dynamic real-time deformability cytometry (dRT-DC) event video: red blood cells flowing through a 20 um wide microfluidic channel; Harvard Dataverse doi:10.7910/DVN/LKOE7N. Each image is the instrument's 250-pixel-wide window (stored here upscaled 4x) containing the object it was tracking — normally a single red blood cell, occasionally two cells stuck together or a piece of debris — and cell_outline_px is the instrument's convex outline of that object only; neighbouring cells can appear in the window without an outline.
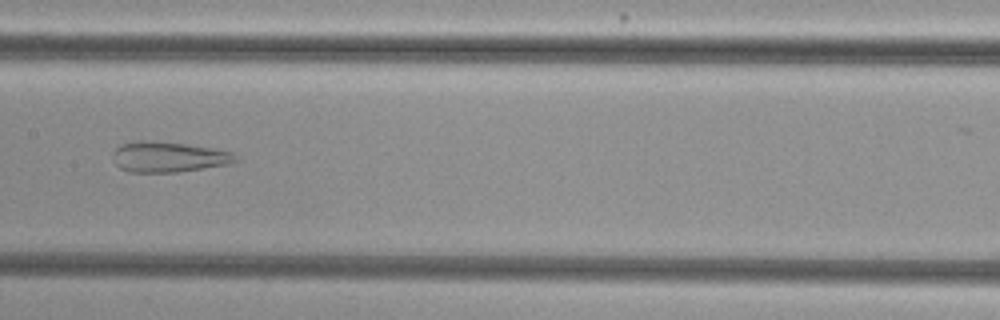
{"species": "common noctule bat (a hibernating species)", "species_latin": "Nyctalus noctula", "temperature_condition": "cold", "stored_images_in_passage": 39, "camera_frame_rate_fps": 3000, "um_per_image_px": 0.085, "animal": {"sex": "female", "body_mass_g": 29.2, "forearm_length_mm": 56.3}, "frame": {"image": 1, "passage_image": 13, "time_ms": 4.0, "image_size_px": [1000, 320], "cell_outline_px": [[240, 160], [228, 164], [180, 172], [128, 172], [120, 168], [112, 160], [112, 152], [120, 144], [136, 140], [152, 140], [188, 144], [236, 152]], "centroid_in_image_um": [14.33, 13.33], "position_along_channel_um": 193.1, "area_um2": 22.31}}
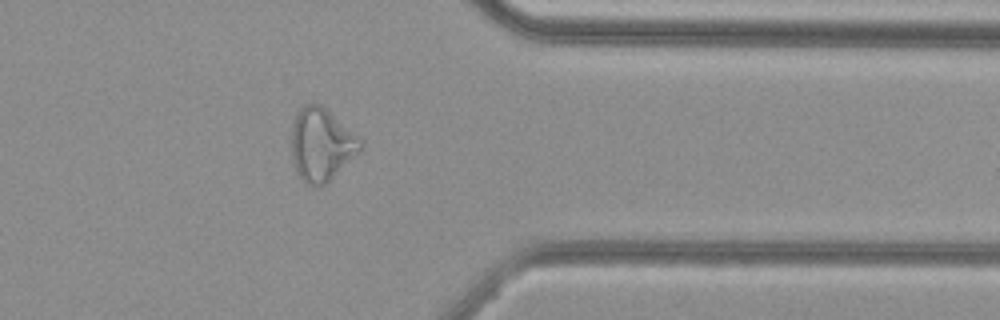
{"frame": {"image": 2, "passage_image": 29, "time_ms": 9.333, "image_size_px": [1000, 320], "cell_outline_px": [[364, 148], [360, 152], [320, 188], [304, 184], [296, 172], [292, 160], [292, 128], [296, 116], [300, 108], [304, 104], [320, 104], [364, 140]], "centroid_in_image_um": [27.34, 12.32], "position_along_channel_um": 384.1, "area_um2": 29.42}}
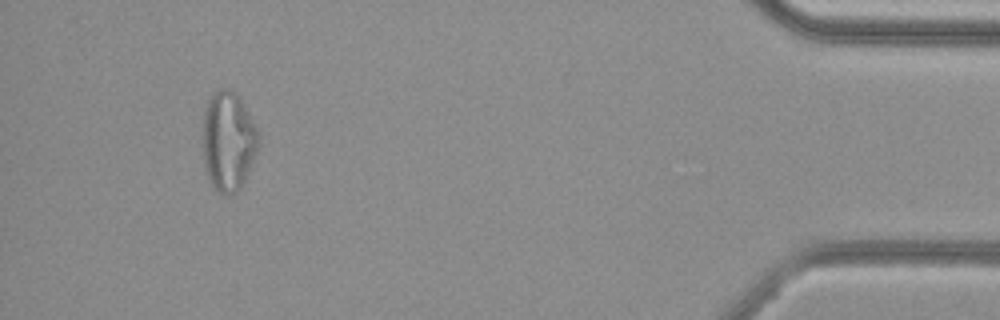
{"frame": {"image": 3, "passage_image": 36, "time_ms": 11.667, "image_size_px": [1000, 320], "cell_outline_px": [[260, 140], [256, 152], [248, 172], [240, 188], [232, 196], [224, 196], [208, 180], [204, 168], [200, 136], [204, 112], [208, 100], [212, 92], [220, 88], [228, 88], [236, 92], [240, 96], [260, 136]], "centroid_in_image_um": [19.35, 11.98], "position_along_channel_um": 415.8, "area_um2": 33.18}, "authors_computed_cell_mechanics": {"area_um2": 26.7614, "velocity_mm_per_s": 3.7699, "shape_relaxation_time_tau1_ms": null, "shape_relaxation_time_tau2_ms": 1.872, "deformation_change_tau1": null, "deformation_change_tau2": 0.1117}}